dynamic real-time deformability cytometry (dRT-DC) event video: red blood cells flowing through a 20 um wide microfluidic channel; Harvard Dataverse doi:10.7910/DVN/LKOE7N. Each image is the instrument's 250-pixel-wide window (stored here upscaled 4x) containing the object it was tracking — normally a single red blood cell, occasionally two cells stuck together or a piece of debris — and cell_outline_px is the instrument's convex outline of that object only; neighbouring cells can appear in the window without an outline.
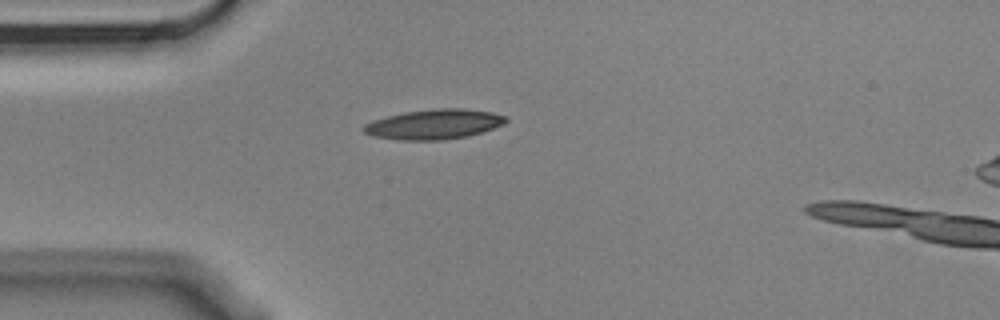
{"species": "Egyptian fruit bat (a non-hibernating species)", "species_latin": "Rousettus aegyptiacus", "temperature_condition": "cold", "stored_images_in_passage": 3, "camera_frame_rate_fps": 3000, "um_per_image_px": 0.085, "animal": {"sex": "male"}, "frame": {"image": 1, "passage_image": 3, "time_ms": 0.667, "image_size_px": [1000, 320], "cell_outline_px": [[508, 120], [504, 124], [468, 136], [444, 140], [400, 140], [372, 136], [364, 132], [364, 124], [372, 120], [404, 112], [432, 108], [464, 108], [492, 112], [508, 116]], "centroid_in_image_um": [36.91, 10.55], "position_along_channel_um": 48.1, "area_um2": 24.91}}